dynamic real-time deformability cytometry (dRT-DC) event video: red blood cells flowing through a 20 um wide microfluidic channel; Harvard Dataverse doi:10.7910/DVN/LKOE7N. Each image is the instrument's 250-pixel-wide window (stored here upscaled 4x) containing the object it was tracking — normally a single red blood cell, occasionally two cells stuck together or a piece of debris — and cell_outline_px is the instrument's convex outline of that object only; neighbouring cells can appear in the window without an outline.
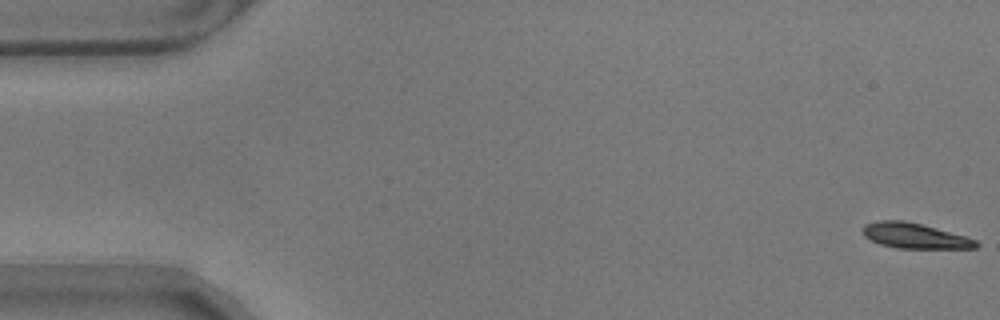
{"species": "common noctule bat (a hibernating species)", "species_latin": "Nyctalus noctula", "temperature_condition": "warm", "stored_images_in_passage": 57, "camera_frame_rate_fps": 3000, "um_per_image_px": 0.085, "animal": {"sex": "male", "body_mass_g": 17.9}, "frame": {"image": 1, "passage_image": 1, "time_ms": 0.0, "image_size_px": [1000, 320], "cell_outline_px": [[980, 244], [976, 248], [896, 248], [880, 244], [864, 236], [860, 232], [860, 228], [864, 224], [880, 220], [904, 220], [936, 228], [964, 236], [976, 240]], "centroid_in_image_um": [77.68, 20.03], "position_along_channel_um": 7.3, "area_um2": 16.7}}
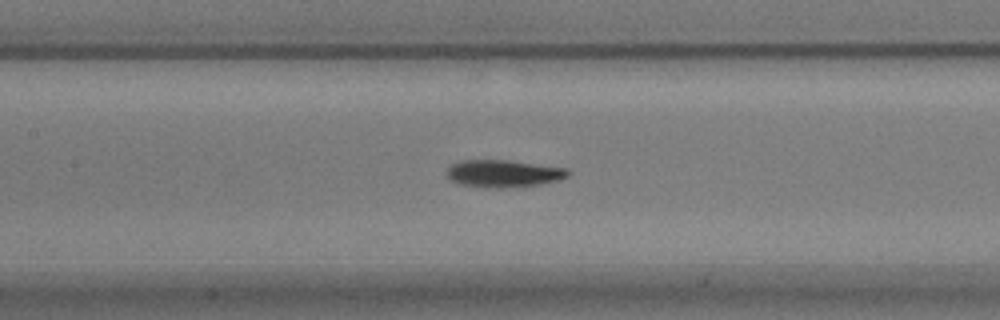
{"frame": {"image": 2, "passage_image": 26, "time_ms": 8.333, "image_size_px": [1000, 320], "cell_outline_px": [[572, 172], [568, 176], [560, 180], [540, 184], [500, 188], [484, 188], [460, 184], [452, 180], [444, 172], [452, 164], [460, 160], [508, 160], [568, 168]], "centroid_in_image_um": [42.81, 14.75], "position_along_channel_um": 164.6, "area_um2": 19.48}}
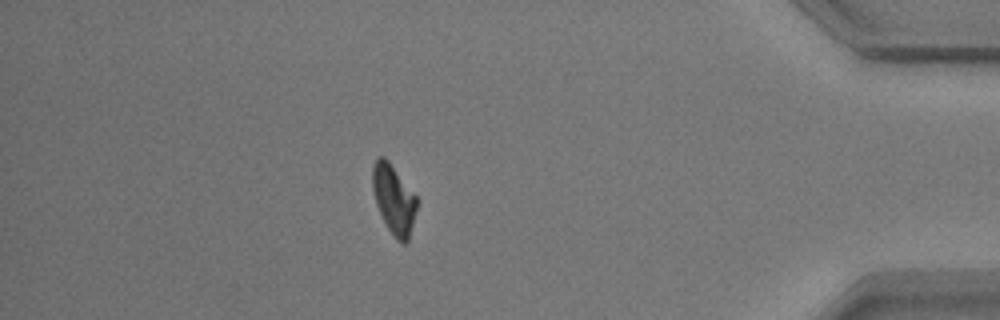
{"frame": {"image": 3, "passage_image": 50, "time_ms": 16.333, "image_size_px": [1000, 320], "cell_outline_px": [[416, 208], [408, 240], [404, 244], [400, 244], [396, 240], [388, 228], [376, 204], [372, 188], [372, 168], [376, 160], [380, 156], [384, 156], [388, 160], [416, 196]], "centroid_in_image_um": [33.45, 16.94], "position_along_channel_um": 401.8, "area_um2": 17.51}, "authors_computed_cell_mechanics": {"area_um2": 18.2648, "velocity_mm_per_s": 3.5184, "shape_relaxation_time_tau1_ms": 6.8306, "shape_relaxation_time_tau2_ms": 3.2391, "deformation_change_tau1": 0.179, "deformation_change_tau2": 0.0684}}